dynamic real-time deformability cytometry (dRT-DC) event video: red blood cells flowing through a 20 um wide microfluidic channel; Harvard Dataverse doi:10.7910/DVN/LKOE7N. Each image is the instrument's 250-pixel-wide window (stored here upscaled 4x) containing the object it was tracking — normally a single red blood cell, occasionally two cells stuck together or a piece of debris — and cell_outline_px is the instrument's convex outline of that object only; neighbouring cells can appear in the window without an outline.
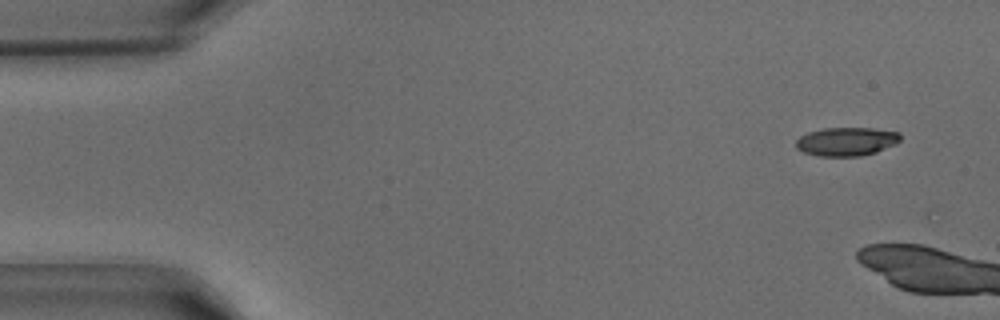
{"species": "common noctule bat (a hibernating species)", "species_latin": "Nyctalus noctula", "temperature_condition": "warm", "stored_images_in_passage": 6, "camera_frame_rate_fps": 3000, "um_per_image_px": 0.085, "animal": {"sex": "male", "body_mass_g": 15.6}, "frame": {"image": 1, "passage_image": 3, "time_ms": 0.667, "image_size_px": [1000, 320], "cell_outline_px": [[900, 140], [896, 144], [876, 152], [860, 156], [820, 156], [804, 152], [796, 148], [796, 140], [800, 136], [808, 132], [824, 128], [872, 128], [900, 132]], "centroid_in_image_um": [71.96, 12.03], "position_along_channel_um": 13.0, "area_um2": 17.4}}